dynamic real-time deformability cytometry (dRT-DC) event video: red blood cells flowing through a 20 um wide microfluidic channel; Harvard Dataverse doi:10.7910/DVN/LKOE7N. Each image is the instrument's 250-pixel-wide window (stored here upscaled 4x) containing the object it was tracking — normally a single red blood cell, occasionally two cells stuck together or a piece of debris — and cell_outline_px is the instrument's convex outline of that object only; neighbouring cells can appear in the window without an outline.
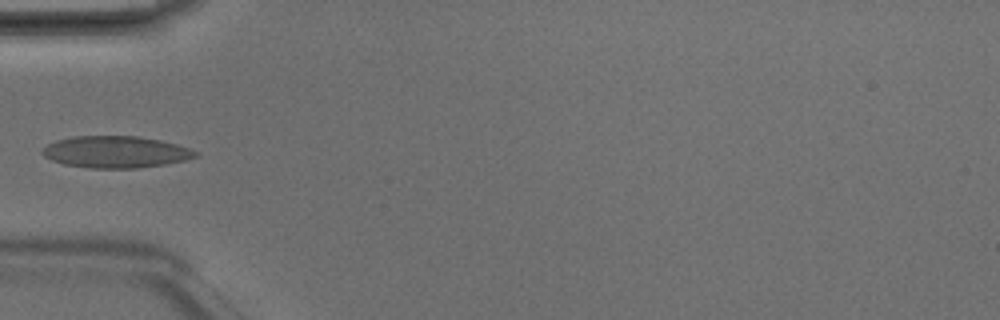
{"species": "Egyptian fruit bat (a non-hibernating species)", "species_latin": "Rousettus aegyptiacus", "temperature_condition": "room temperature", "stored_images_in_passage": 4, "camera_frame_rate_fps": 3000, "um_per_image_px": 0.085, "animal": {"sex": "male"}, "frame": {"image": 1, "passage_image": 3, "time_ms": 0.667, "image_size_px": [1000, 320], "cell_outline_px": [[200, 152], [196, 156], [184, 160], [164, 164], [136, 168], [92, 168], [64, 164], [52, 160], [44, 156], [40, 152], [48, 144], [56, 140], [72, 136], [136, 136], [160, 140], [176, 144]], "centroid_in_image_um": [9.81, 12.91], "position_along_channel_um": 75.2, "area_um2": 28.15}}